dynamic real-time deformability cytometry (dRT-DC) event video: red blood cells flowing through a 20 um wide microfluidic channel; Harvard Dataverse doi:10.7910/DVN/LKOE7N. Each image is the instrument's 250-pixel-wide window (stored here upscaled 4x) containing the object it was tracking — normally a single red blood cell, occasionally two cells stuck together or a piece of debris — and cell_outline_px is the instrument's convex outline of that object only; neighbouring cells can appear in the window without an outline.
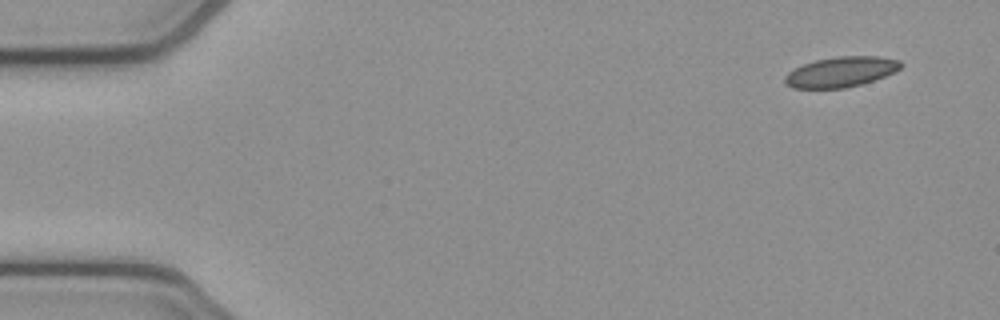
{"species": "common noctule bat (a hibernating species)", "species_latin": "Nyctalus noctula", "temperature_condition": "cold", "stored_images_in_passage": 4, "camera_frame_rate_fps": 3000, "um_per_image_px": 0.085, "animal": {"sex": "female", "body_mass_g": 21.9}, "frame": {"image": 1, "passage_image": 1, "time_ms": 0.0, "image_size_px": [1000, 320], "cell_outline_px": [[904, 64], [896, 72], [860, 84], [844, 88], [792, 88], [784, 80], [784, 76], [788, 72], [804, 64], [816, 60], [836, 56], [880, 56], [900, 60]], "centroid_in_image_um": [71.51, 6.1], "position_along_channel_um": 13.5, "area_um2": 20.35}}
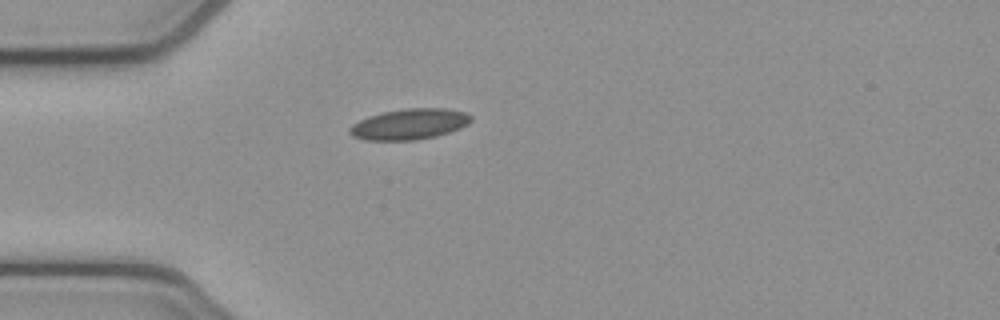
{"frame": {"image": 2, "passage_image": 4, "time_ms": 1.0, "image_size_px": [1000, 320], "cell_outline_px": [[472, 120], [468, 124], [460, 128], [436, 136], [416, 140], [364, 140], [352, 136], [348, 132], [348, 128], [352, 124], [368, 116], [384, 112], [408, 108], [444, 108], [464, 112], [472, 116]], "centroid_in_image_um": [34.78, 10.56], "position_along_channel_um": 50.2, "area_um2": 21.73}}